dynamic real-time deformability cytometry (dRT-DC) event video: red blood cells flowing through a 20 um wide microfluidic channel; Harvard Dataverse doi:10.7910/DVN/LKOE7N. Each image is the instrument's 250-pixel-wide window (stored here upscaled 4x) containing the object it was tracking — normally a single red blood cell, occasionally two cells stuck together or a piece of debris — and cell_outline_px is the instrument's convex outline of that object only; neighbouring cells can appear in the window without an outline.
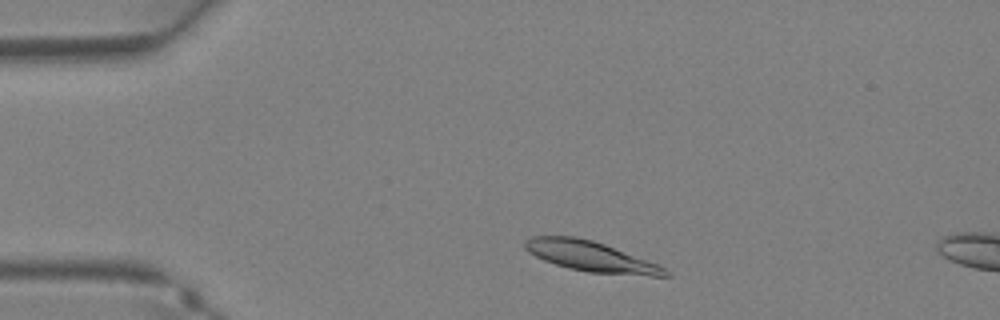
{"species": "Egyptian fruit bat (a non-hibernating species)", "species_latin": "Rousettus aegyptiacus", "temperature_condition": "warm", "stored_images_in_passage": 32, "camera_frame_rate_fps": 3000, "um_per_image_px": 0.085, "animal": {"sex": "female"}, "frame": {"image": 1, "passage_image": 3, "time_ms": 0.667, "image_size_px": [1000, 320], "cell_outline_px": [[672, 276], [652, 276], [588, 272], [568, 268], [544, 260], [528, 252], [524, 248], [524, 240], [532, 236], [576, 236], [592, 240], [604, 244], [656, 264], [672, 272]], "centroid_in_image_um": [50.18, 21.79], "position_along_channel_um": 34.8, "area_um2": 24.51}}
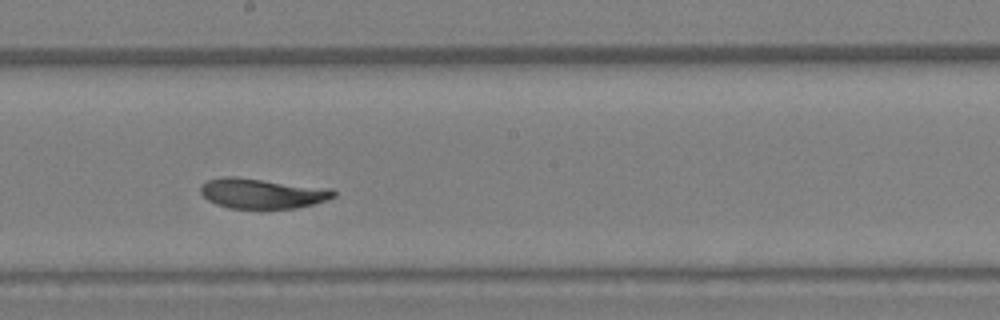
{"frame": {"image": 2, "passage_image": 16, "time_ms": 5.0, "image_size_px": [1000, 320], "cell_outline_px": [[336, 196], [328, 200], [296, 208], [228, 208], [216, 204], [208, 200], [200, 192], [200, 184], [208, 180], [224, 176], [232, 176], [332, 188], [336, 192]], "centroid_in_image_um": [22.29, 16.43], "position_along_channel_um": 225.9, "area_um2": 23.41}}
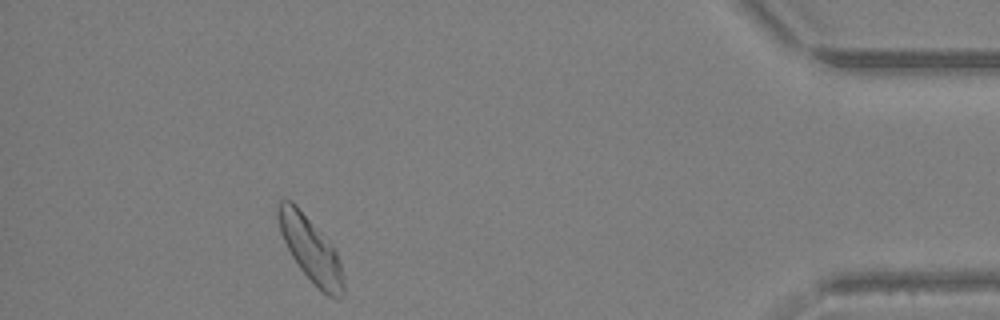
{"frame": {"image": 3, "passage_image": 29, "time_ms": 9.333, "image_size_px": [1000, 320], "cell_outline_px": [[344, 292], [336, 300], [328, 296], [300, 268], [292, 256], [280, 232], [276, 216], [276, 204], [280, 200], [292, 200], [296, 204], [336, 248], [340, 260], [344, 276]], "centroid_in_image_um": [26.41, 21.14], "position_along_channel_um": 408.8, "area_um2": 24.74}}